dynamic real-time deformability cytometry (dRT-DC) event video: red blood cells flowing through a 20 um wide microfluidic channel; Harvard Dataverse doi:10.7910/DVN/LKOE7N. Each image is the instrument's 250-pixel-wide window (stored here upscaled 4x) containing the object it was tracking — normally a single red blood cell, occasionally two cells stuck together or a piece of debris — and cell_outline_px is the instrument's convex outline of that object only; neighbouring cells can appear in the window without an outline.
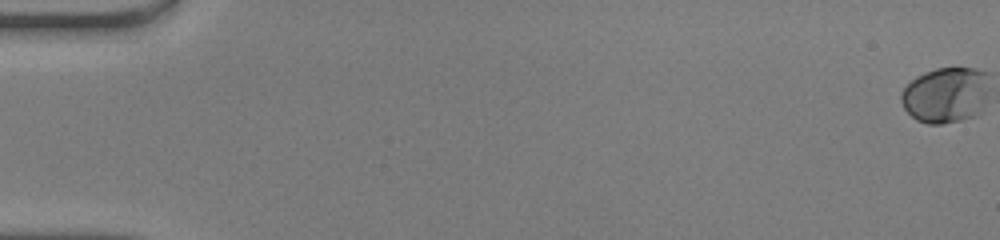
{"species": "human", "species_latin": "Homo sapiens", "temperature_condition": "warm", "stored_images_in_passage": 52, "camera_frame_rate_fps": 3000, "um_per_image_px": 0.085, "donor": {"sex": "male"}, "frame": {"image": 1, "passage_image": 1, "time_ms": 0.0, "image_size_px": [1000, 240], "cell_outline_px": [[984, 72], [968, 116], [956, 120], [940, 124], [928, 124], [916, 120], [904, 108], [900, 96], [904, 88], [912, 80], [936, 68], [972, 68]], "centroid_in_image_um": [80.06, 8.06], "position_along_channel_um": 4.9, "area_um2": 25.26}}
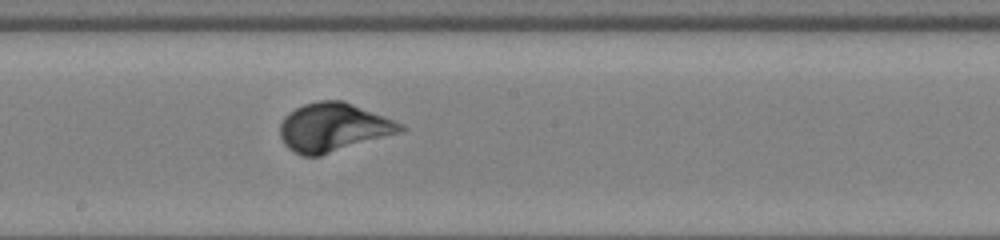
{"frame": {"image": 2, "passage_image": 30, "time_ms": 9.667, "image_size_px": [1000, 240], "cell_outline_px": [[408, 128], [396, 132], [320, 156], [304, 156], [288, 148], [284, 144], [280, 136], [280, 124], [284, 116], [288, 112], [304, 104], [320, 100], [340, 100], [352, 104], [404, 124]], "centroid_in_image_um": [28.26, 10.81], "position_along_channel_um": 219.9, "area_um2": 33.41}}
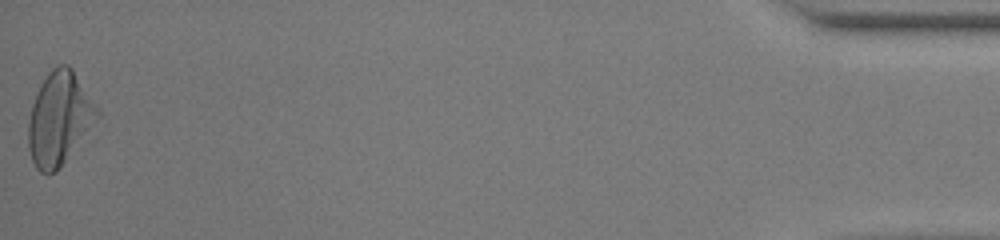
{"frame": {"image": 3, "passage_image": 52, "time_ms": 17.0, "image_size_px": [1000, 240], "cell_outline_px": [[100, 116], [56, 172], [48, 176], [40, 172], [36, 168], [32, 160], [28, 148], [28, 124], [32, 104], [40, 84], [48, 72], [52, 68], [60, 64], [68, 64], [72, 68], [100, 112]], "centroid_in_image_um": [5.02, 10.08], "position_along_channel_um": 430.2, "area_um2": 37.11}, "authors_computed_cell_mechanics": {"area_um2": 31.212, "velocity_mm_per_s": 4.1664, "shape_relaxation_time_tau1_ms": 2.8808, "shape_relaxation_time_tau2_ms": null, "deformation_change_tau1": 0.1636, "deformation_change_tau2": null}}